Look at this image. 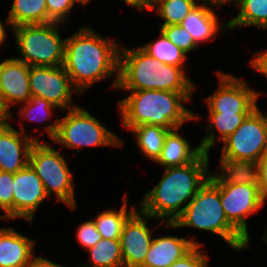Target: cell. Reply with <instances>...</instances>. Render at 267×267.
<instances>
[{"label": "cell", "mask_w": 267, "mask_h": 267, "mask_svg": "<svg viewBox=\"0 0 267 267\" xmlns=\"http://www.w3.org/2000/svg\"><path fill=\"white\" fill-rule=\"evenodd\" d=\"M121 45L115 38H104L87 25L66 37L63 67L80 95L112 75L116 76L111 88L117 89Z\"/></svg>", "instance_id": "obj_1"}, {"label": "cell", "mask_w": 267, "mask_h": 267, "mask_svg": "<svg viewBox=\"0 0 267 267\" xmlns=\"http://www.w3.org/2000/svg\"><path fill=\"white\" fill-rule=\"evenodd\" d=\"M202 152L192 163L164 168L158 184L147 191L139 210L164 223H174L210 178L209 155Z\"/></svg>", "instance_id": "obj_2"}, {"label": "cell", "mask_w": 267, "mask_h": 267, "mask_svg": "<svg viewBox=\"0 0 267 267\" xmlns=\"http://www.w3.org/2000/svg\"><path fill=\"white\" fill-rule=\"evenodd\" d=\"M129 96L119 100L123 128L129 131L138 125L161 126L173 130L183 123L198 120L199 116L188 109L193 92L163 90H127Z\"/></svg>", "instance_id": "obj_3"}, {"label": "cell", "mask_w": 267, "mask_h": 267, "mask_svg": "<svg viewBox=\"0 0 267 267\" xmlns=\"http://www.w3.org/2000/svg\"><path fill=\"white\" fill-rule=\"evenodd\" d=\"M186 69L165 64L149 56L140 47H120L117 89L194 92L196 84L186 76Z\"/></svg>", "instance_id": "obj_4"}, {"label": "cell", "mask_w": 267, "mask_h": 267, "mask_svg": "<svg viewBox=\"0 0 267 267\" xmlns=\"http://www.w3.org/2000/svg\"><path fill=\"white\" fill-rule=\"evenodd\" d=\"M166 228H196L218 235L235 251H242L250 243L228 222L221 206L220 189L209 178L195 194L183 213L174 223H164Z\"/></svg>", "instance_id": "obj_5"}, {"label": "cell", "mask_w": 267, "mask_h": 267, "mask_svg": "<svg viewBox=\"0 0 267 267\" xmlns=\"http://www.w3.org/2000/svg\"><path fill=\"white\" fill-rule=\"evenodd\" d=\"M66 111L65 117L55 118L53 123L44 127L54 144L69 149L123 145L124 141L118 135L82 107L76 106Z\"/></svg>", "instance_id": "obj_6"}, {"label": "cell", "mask_w": 267, "mask_h": 267, "mask_svg": "<svg viewBox=\"0 0 267 267\" xmlns=\"http://www.w3.org/2000/svg\"><path fill=\"white\" fill-rule=\"evenodd\" d=\"M61 23L26 24L12 29L20 56L29 66L58 67L64 64L65 40Z\"/></svg>", "instance_id": "obj_7"}, {"label": "cell", "mask_w": 267, "mask_h": 267, "mask_svg": "<svg viewBox=\"0 0 267 267\" xmlns=\"http://www.w3.org/2000/svg\"><path fill=\"white\" fill-rule=\"evenodd\" d=\"M63 155L49 142L36 141L29 154V165L41 179L46 194L56 195L57 202L65 203L68 208H77L73 174Z\"/></svg>", "instance_id": "obj_8"}, {"label": "cell", "mask_w": 267, "mask_h": 267, "mask_svg": "<svg viewBox=\"0 0 267 267\" xmlns=\"http://www.w3.org/2000/svg\"><path fill=\"white\" fill-rule=\"evenodd\" d=\"M222 143L220 158L258 163L267 151V113H262L258 106Z\"/></svg>", "instance_id": "obj_9"}, {"label": "cell", "mask_w": 267, "mask_h": 267, "mask_svg": "<svg viewBox=\"0 0 267 267\" xmlns=\"http://www.w3.org/2000/svg\"><path fill=\"white\" fill-rule=\"evenodd\" d=\"M217 90L204 99L208 113H251L258 107L261 91L253 90L246 80L223 71L216 72Z\"/></svg>", "instance_id": "obj_10"}, {"label": "cell", "mask_w": 267, "mask_h": 267, "mask_svg": "<svg viewBox=\"0 0 267 267\" xmlns=\"http://www.w3.org/2000/svg\"><path fill=\"white\" fill-rule=\"evenodd\" d=\"M220 189L221 206L228 222L250 243L247 218L264 204L258 184H216Z\"/></svg>", "instance_id": "obj_11"}, {"label": "cell", "mask_w": 267, "mask_h": 267, "mask_svg": "<svg viewBox=\"0 0 267 267\" xmlns=\"http://www.w3.org/2000/svg\"><path fill=\"white\" fill-rule=\"evenodd\" d=\"M29 85L32 95L42 97L60 110H68L77 106L73 97L79 91L73 86L63 66L46 67L30 66Z\"/></svg>", "instance_id": "obj_12"}, {"label": "cell", "mask_w": 267, "mask_h": 267, "mask_svg": "<svg viewBox=\"0 0 267 267\" xmlns=\"http://www.w3.org/2000/svg\"><path fill=\"white\" fill-rule=\"evenodd\" d=\"M153 219L137 209L125 222L120 235V245L124 267H142L153 241V229L163 226L160 221L154 228H149L147 221Z\"/></svg>", "instance_id": "obj_13"}, {"label": "cell", "mask_w": 267, "mask_h": 267, "mask_svg": "<svg viewBox=\"0 0 267 267\" xmlns=\"http://www.w3.org/2000/svg\"><path fill=\"white\" fill-rule=\"evenodd\" d=\"M30 66L15 57L0 62V106L7 119L10 108L26 103L32 96L29 85Z\"/></svg>", "instance_id": "obj_14"}, {"label": "cell", "mask_w": 267, "mask_h": 267, "mask_svg": "<svg viewBox=\"0 0 267 267\" xmlns=\"http://www.w3.org/2000/svg\"><path fill=\"white\" fill-rule=\"evenodd\" d=\"M46 198L44 185L29 164L14 174L13 219H25L33 225L34 214Z\"/></svg>", "instance_id": "obj_15"}, {"label": "cell", "mask_w": 267, "mask_h": 267, "mask_svg": "<svg viewBox=\"0 0 267 267\" xmlns=\"http://www.w3.org/2000/svg\"><path fill=\"white\" fill-rule=\"evenodd\" d=\"M10 124L6 119L0 125V171L15 174L29 164L30 149L38 139L32 137L33 133L23 135L22 125L17 130Z\"/></svg>", "instance_id": "obj_16"}, {"label": "cell", "mask_w": 267, "mask_h": 267, "mask_svg": "<svg viewBox=\"0 0 267 267\" xmlns=\"http://www.w3.org/2000/svg\"><path fill=\"white\" fill-rule=\"evenodd\" d=\"M35 240L13 227L0 228V267H29L36 257L33 253Z\"/></svg>", "instance_id": "obj_17"}, {"label": "cell", "mask_w": 267, "mask_h": 267, "mask_svg": "<svg viewBox=\"0 0 267 267\" xmlns=\"http://www.w3.org/2000/svg\"><path fill=\"white\" fill-rule=\"evenodd\" d=\"M195 245L204 244L196 242L194 237L189 239L174 235L154 237L142 267H168Z\"/></svg>", "instance_id": "obj_18"}, {"label": "cell", "mask_w": 267, "mask_h": 267, "mask_svg": "<svg viewBox=\"0 0 267 267\" xmlns=\"http://www.w3.org/2000/svg\"><path fill=\"white\" fill-rule=\"evenodd\" d=\"M200 3L201 4L198 3L192 8L180 24L192 35L198 46L200 43L213 40L214 37H217V33L221 31V29H229L228 22L220 24L219 18L212 6L204 4L203 2Z\"/></svg>", "instance_id": "obj_19"}, {"label": "cell", "mask_w": 267, "mask_h": 267, "mask_svg": "<svg viewBox=\"0 0 267 267\" xmlns=\"http://www.w3.org/2000/svg\"><path fill=\"white\" fill-rule=\"evenodd\" d=\"M201 153L200 145L192 148L186 138L179 133L178 127L168 132L161 154L154 163L164 168L183 166L192 163Z\"/></svg>", "instance_id": "obj_20"}, {"label": "cell", "mask_w": 267, "mask_h": 267, "mask_svg": "<svg viewBox=\"0 0 267 267\" xmlns=\"http://www.w3.org/2000/svg\"><path fill=\"white\" fill-rule=\"evenodd\" d=\"M219 161V170L210 175L215 184H258V163L230 158Z\"/></svg>", "instance_id": "obj_21"}, {"label": "cell", "mask_w": 267, "mask_h": 267, "mask_svg": "<svg viewBox=\"0 0 267 267\" xmlns=\"http://www.w3.org/2000/svg\"><path fill=\"white\" fill-rule=\"evenodd\" d=\"M250 113H209L208 119L209 127L206 134L200 143L202 152L209 153L210 149L215 146L217 136L219 140L223 142L228 138L245 120ZM215 133H218L216 135Z\"/></svg>", "instance_id": "obj_22"}, {"label": "cell", "mask_w": 267, "mask_h": 267, "mask_svg": "<svg viewBox=\"0 0 267 267\" xmlns=\"http://www.w3.org/2000/svg\"><path fill=\"white\" fill-rule=\"evenodd\" d=\"M127 199L128 196L126 193L119 210L106 209L103 212L101 211V213L93 219L96 229L103 239H120L125 222L138 209L137 206L132 205L131 209L128 210Z\"/></svg>", "instance_id": "obj_23"}, {"label": "cell", "mask_w": 267, "mask_h": 267, "mask_svg": "<svg viewBox=\"0 0 267 267\" xmlns=\"http://www.w3.org/2000/svg\"><path fill=\"white\" fill-rule=\"evenodd\" d=\"M7 18L12 28L26 24L48 23L46 0H13Z\"/></svg>", "instance_id": "obj_24"}, {"label": "cell", "mask_w": 267, "mask_h": 267, "mask_svg": "<svg viewBox=\"0 0 267 267\" xmlns=\"http://www.w3.org/2000/svg\"><path fill=\"white\" fill-rule=\"evenodd\" d=\"M169 131L170 129L154 125H138L130 130L136 137L140 152L153 162L160 156Z\"/></svg>", "instance_id": "obj_25"}, {"label": "cell", "mask_w": 267, "mask_h": 267, "mask_svg": "<svg viewBox=\"0 0 267 267\" xmlns=\"http://www.w3.org/2000/svg\"><path fill=\"white\" fill-rule=\"evenodd\" d=\"M90 260L78 267H124L119 239H101L86 250Z\"/></svg>", "instance_id": "obj_26"}, {"label": "cell", "mask_w": 267, "mask_h": 267, "mask_svg": "<svg viewBox=\"0 0 267 267\" xmlns=\"http://www.w3.org/2000/svg\"><path fill=\"white\" fill-rule=\"evenodd\" d=\"M237 13L228 21V31L244 26L267 29V0H242Z\"/></svg>", "instance_id": "obj_27"}, {"label": "cell", "mask_w": 267, "mask_h": 267, "mask_svg": "<svg viewBox=\"0 0 267 267\" xmlns=\"http://www.w3.org/2000/svg\"><path fill=\"white\" fill-rule=\"evenodd\" d=\"M160 37L140 46L149 56L165 64L180 66L184 69L187 54L173 44L161 31Z\"/></svg>", "instance_id": "obj_28"}, {"label": "cell", "mask_w": 267, "mask_h": 267, "mask_svg": "<svg viewBox=\"0 0 267 267\" xmlns=\"http://www.w3.org/2000/svg\"><path fill=\"white\" fill-rule=\"evenodd\" d=\"M199 0H152L150 10H155L163 21L161 26L179 25Z\"/></svg>", "instance_id": "obj_29"}, {"label": "cell", "mask_w": 267, "mask_h": 267, "mask_svg": "<svg viewBox=\"0 0 267 267\" xmlns=\"http://www.w3.org/2000/svg\"><path fill=\"white\" fill-rule=\"evenodd\" d=\"M22 106L19 110V116H21L22 120L25 119L38 123L52 119L53 109H58L42 97L35 95H32L26 103L22 104Z\"/></svg>", "instance_id": "obj_30"}, {"label": "cell", "mask_w": 267, "mask_h": 267, "mask_svg": "<svg viewBox=\"0 0 267 267\" xmlns=\"http://www.w3.org/2000/svg\"><path fill=\"white\" fill-rule=\"evenodd\" d=\"M160 31L177 47L189 55L198 46L192 35L182 25L160 26Z\"/></svg>", "instance_id": "obj_31"}, {"label": "cell", "mask_w": 267, "mask_h": 267, "mask_svg": "<svg viewBox=\"0 0 267 267\" xmlns=\"http://www.w3.org/2000/svg\"><path fill=\"white\" fill-rule=\"evenodd\" d=\"M76 3L75 0H46L48 23L65 24Z\"/></svg>", "instance_id": "obj_32"}, {"label": "cell", "mask_w": 267, "mask_h": 267, "mask_svg": "<svg viewBox=\"0 0 267 267\" xmlns=\"http://www.w3.org/2000/svg\"><path fill=\"white\" fill-rule=\"evenodd\" d=\"M13 184L14 174L0 171V206L13 220Z\"/></svg>", "instance_id": "obj_33"}, {"label": "cell", "mask_w": 267, "mask_h": 267, "mask_svg": "<svg viewBox=\"0 0 267 267\" xmlns=\"http://www.w3.org/2000/svg\"><path fill=\"white\" fill-rule=\"evenodd\" d=\"M76 238V241H78L82 248L86 250L93 247L102 239L101 234L96 229L93 219L84 221L77 227Z\"/></svg>", "instance_id": "obj_34"}, {"label": "cell", "mask_w": 267, "mask_h": 267, "mask_svg": "<svg viewBox=\"0 0 267 267\" xmlns=\"http://www.w3.org/2000/svg\"><path fill=\"white\" fill-rule=\"evenodd\" d=\"M201 245H195L187 254L168 267H208V254H203Z\"/></svg>", "instance_id": "obj_35"}, {"label": "cell", "mask_w": 267, "mask_h": 267, "mask_svg": "<svg viewBox=\"0 0 267 267\" xmlns=\"http://www.w3.org/2000/svg\"><path fill=\"white\" fill-rule=\"evenodd\" d=\"M258 188L259 195L263 204L267 200V151L258 161Z\"/></svg>", "instance_id": "obj_36"}, {"label": "cell", "mask_w": 267, "mask_h": 267, "mask_svg": "<svg viewBox=\"0 0 267 267\" xmlns=\"http://www.w3.org/2000/svg\"><path fill=\"white\" fill-rule=\"evenodd\" d=\"M253 55V59L250 60V67L267 77V49Z\"/></svg>", "instance_id": "obj_37"}, {"label": "cell", "mask_w": 267, "mask_h": 267, "mask_svg": "<svg viewBox=\"0 0 267 267\" xmlns=\"http://www.w3.org/2000/svg\"><path fill=\"white\" fill-rule=\"evenodd\" d=\"M127 6L137 8V10H150L152 0H122Z\"/></svg>", "instance_id": "obj_38"}, {"label": "cell", "mask_w": 267, "mask_h": 267, "mask_svg": "<svg viewBox=\"0 0 267 267\" xmlns=\"http://www.w3.org/2000/svg\"><path fill=\"white\" fill-rule=\"evenodd\" d=\"M29 267H64L63 265H59L54 263L53 261L48 260L47 258H43L41 256H36Z\"/></svg>", "instance_id": "obj_39"}, {"label": "cell", "mask_w": 267, "mask_h": 267, "mask_svg": "<svg viewBox=\"0 0 267 267\" xmlns=\"http://www.w3.org/2000/svg\"><path fill=\"white\" fill-rule=\"evenodd\" d=\"M200 2H203L205 4H208L210 6H212L213 8L215 7H223L224 5L228 4V3H232L237 5V7L240 6L242 0H199Z\"/></svg>", "instance_id": "obj_40"}, {"label": "cell", "mask_w": 267, "mask_h": 267, "mask_svg": "<svg viewBox=\"0 0 267 267\" xmlns=\"http://www.w3.org/2000/svg\"><path fill=\"white\" fill-rule=\"evenodd\" d=\"M5 25H8V27H9V25H10V29H13L12 28V24H11V22H10V20L8 19V18H6V20H4V22H2L1 20H0V46H2V44H4V42H5V40H6V36H7V33H6V30H5Z\"/></svg>", "instance_id": "obj_41"}, {"label": "cell", "mask_w": 267, "mask_h": 267, "mask_svg": "<svg viewBox=\"0 0 267 267\" xmlns=\"http://www.w3.org/2000/svg\"><path fill=\"white\" fill-rule=\"evenodd\" d=\"M7 119V116L3 113L0 106V125Z\"/></svg>", "instance_id": "obj_42"}, {"label": "cell", "mask_w": 267, "mask_h": 267, "mask_svg": "<svg viewBox=\"0 0 267 267\" xmlns=\"http://www.w3.org/2000/svg\"><path fill=\"white\" fill-rule=\"evenodd\" d=\"M1 211L5 213V211L0 206V212ZM0 220H11V219L9 218V216L7 214H4V215L2 214V215H0Z\"/></svg>", "instance_id": "obj_43"}, {"label": "cell", "mask_w": 267, "mask_h": 267, "mask_svg": "<svg viewBox=\"0 0 267 267\" xmlns=\"http://www.w3.org/2000/svg\"><path fill=\"white\" fill-rule=\"evenodd\" d=\"M77 2V4H80V5H86L88 4L91 0H75Z\"/></svg>", "instance_id": "obj_44"}, {"label": "cell", "mask_w": 267, "mask_h": 267, "mask_svg": "<svg viewBox=\"0 0 267 267\" xmlns=\"http://www.w3.org/2000/svg\"><path fill=\"white\" fill-rule=\"evenodd\" d=\"M264 235H263V237H262V239H263V241L267 244V227H266V229L264 230Z\"/></svg>", "instance_id": "obj_45"}]
</instances>
